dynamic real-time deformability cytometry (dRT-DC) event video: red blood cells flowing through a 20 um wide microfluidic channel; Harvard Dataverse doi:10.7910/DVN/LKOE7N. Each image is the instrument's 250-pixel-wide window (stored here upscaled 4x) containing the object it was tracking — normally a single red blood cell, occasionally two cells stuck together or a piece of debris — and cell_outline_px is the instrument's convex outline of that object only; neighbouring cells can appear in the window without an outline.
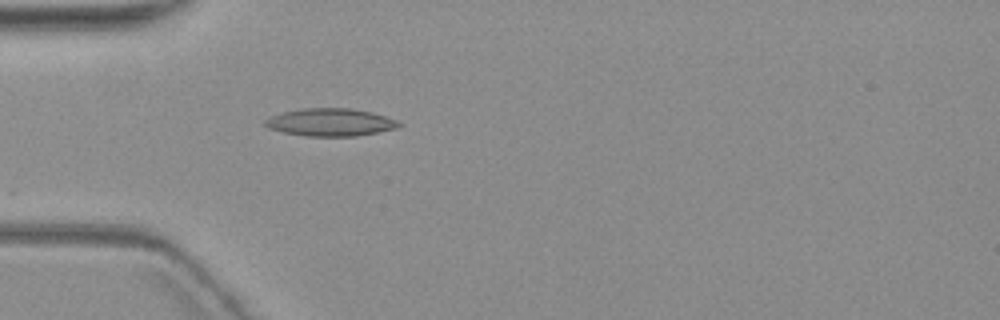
{"species": "common noctule bat (a hibernating species)", "species_latin": "Nyctalus noctula", "temperature_condition": "warm", "stored_images_in_passage": 5, "camera_frame_rate_fps": 3000, "um_per_image_px": 0.085, "animal": {"sex": "female", "body_mass_g": 19.3, "forearm_length_mm": 54.1}, "frame": {"image": 1, "passage_image": 5, "time_ms": 5.0, "image_size_px": [1000, 320], "cell_outline_px": [[404, 124], [396, 128], [380, 132], [356, 136], [304, 136], [284, 132], [268, 128], [264, 124], [264, 120], [272, 116], [284, 112], [300, 108], [352, 108], [372, 112], [396, 120]], "centroid_in_image_um": [28.1, 10.39], "position_along_channel_um": 56.9, "area_um2": 21.62}}